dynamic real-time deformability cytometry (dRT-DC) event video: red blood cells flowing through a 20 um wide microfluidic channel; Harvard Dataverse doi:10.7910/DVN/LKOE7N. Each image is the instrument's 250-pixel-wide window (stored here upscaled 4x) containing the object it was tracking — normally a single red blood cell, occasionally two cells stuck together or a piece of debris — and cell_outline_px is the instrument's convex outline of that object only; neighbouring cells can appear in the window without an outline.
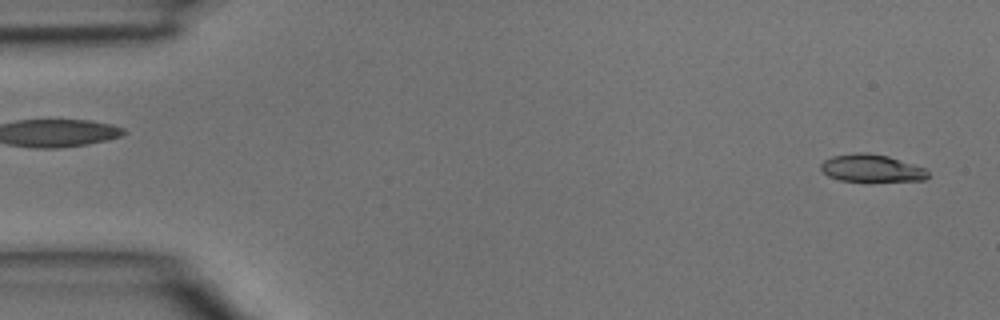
{"species": "common noctule bat (a hibernating species)", "species_latin": "Nyctalus noctula", "temperature_condition": "room temperature", "stored_images_in_passage": 2, "camera_frame_rate_fps": 3000, "um_per_image_px": 0.085, "animal": {"sex": "male", "body_mass_g": 15.6}, "frame": {"image": 1, "passage_image": 2, "time_ms": 0.333, "image_size_px": [1000, 320], "cell_outline_px": [[928, 176], [924, 180], [840, 180], [828, 176], [820, 168], [820, 164], [824, 160], [832, 156], [860, 152], [888, 156], [924, 168], [928, 172]], "centroid_in_image_um": [74.04, 14.28], "position_along_channel_um": 11.0, "area_um2": 16.59}}